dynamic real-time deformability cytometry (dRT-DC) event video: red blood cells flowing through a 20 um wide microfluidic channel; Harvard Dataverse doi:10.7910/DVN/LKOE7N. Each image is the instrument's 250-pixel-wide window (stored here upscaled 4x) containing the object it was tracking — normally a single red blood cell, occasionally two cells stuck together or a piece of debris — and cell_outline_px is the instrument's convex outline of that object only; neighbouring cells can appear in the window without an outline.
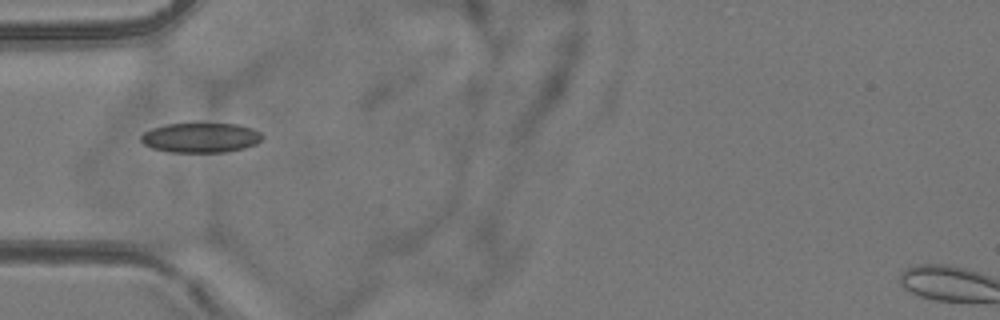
{"species": "common noctule bat (a hibernating species)", "species_latin": "Nyctalus noctula", "temperature_condition": "room temperature", "stored_images_in_passage": 7, "camera_frame_rate_fps": 3000, "um_per_image_px": 0.085, "animal": {"sex": "female", "body_mass_g": 24.6, "forearm_length_mm": 56.2}, "frame": {"image": 1, "passage_image": 4, "time_ms": 4.333, "image_size_px": [1000, 320], "cell_outline_px": [[264, 136], [256, 144], [244, 148], [224, 152], [168, 152], [152, 148], [144, 144], [140, 140], [140, 136], [144, 132], [152, 128], [168, 124], [236, 124], [252, 128], [260, 132]], "centroid_in_image_um": [17.05, 11.71], "position_along_channel_um": 67.9, "area_um2": 20.98}}
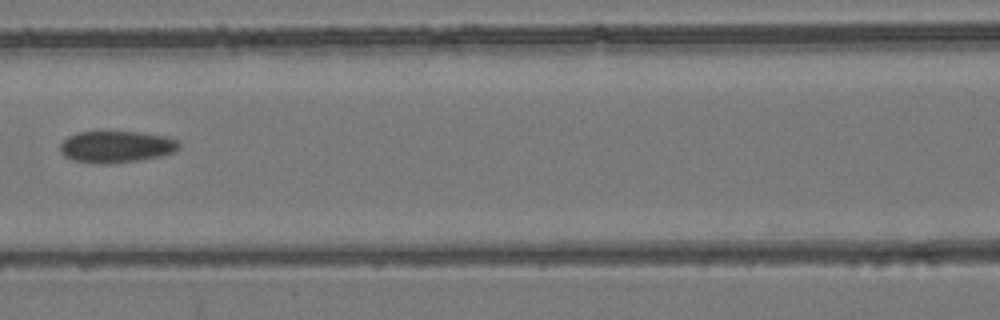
{"frame": {"image": 2, "passage_image": 6, "time_ms": 6.667, "image_size_px": [1000, 320], "cell_outline_px": [[180, 148], [176, 152], [160, 156], [136, 160], [104, 164], [100, 164], [72, 160], [64, 156], [60, 152], [60, 144], [68, 136], [76, 132], [104, 128], [140, 132], [164, 136], [176, 140], [180, 144]], "centroid_in_image_um": [9.84, 12.42], "position_along_channel_um": 156.8, "area_um2": 22.83}}
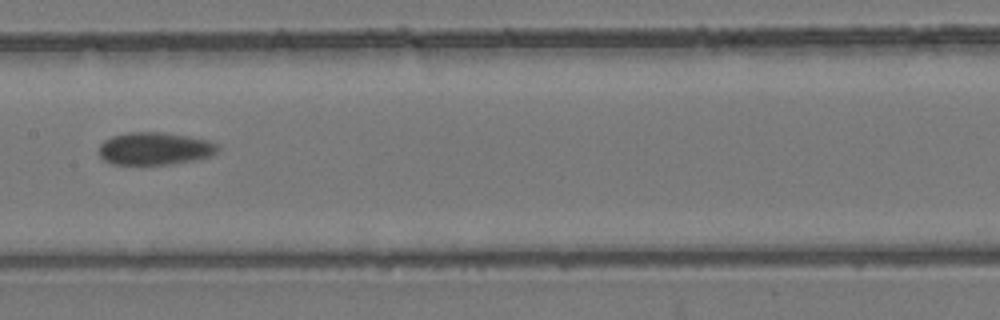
{"frame": {"image": 3, "passage_image": 7, "time_ms": 7.667, "image_size_px": [1000, 320], "cell_outline_px": [[220, 148], [212, 156], [172, 164], [112, 164], [104, 160], [96, 152], [100, 144], [104, 140], [112, 136], [128, 132], [164, 132], [188, 136], [208, 140], [216, 144]], "centroid_in_image_um": [13.12, 12.62], "position_along_channel_um": 194.3, "area_um2": 22.72}}